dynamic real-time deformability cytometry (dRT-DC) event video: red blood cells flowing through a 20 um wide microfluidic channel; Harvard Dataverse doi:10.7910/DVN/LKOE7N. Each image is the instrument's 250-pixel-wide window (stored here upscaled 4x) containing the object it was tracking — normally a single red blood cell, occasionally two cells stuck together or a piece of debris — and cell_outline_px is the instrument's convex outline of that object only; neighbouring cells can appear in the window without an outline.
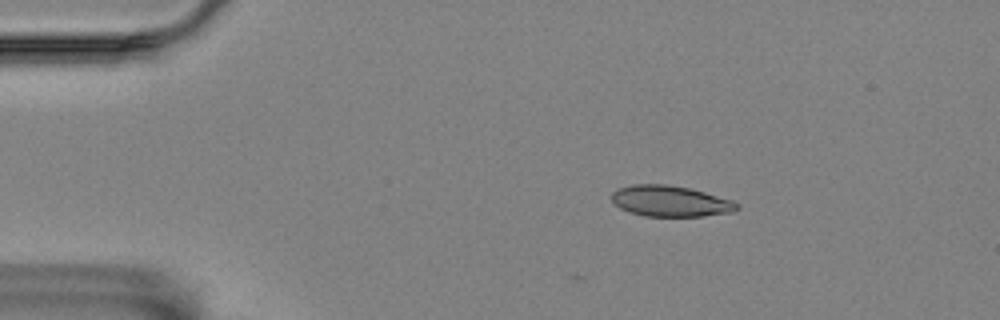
{"species": "Egyptian fruit bat (a non-hibernating species)", "species_latin": "Rousettus aegyptiacus", "temperature_condition": "room temperature", "stored_images_in_passage": 2, "camera_frame_rate_fps": 3000, "um_per_image_px": 0.085, "animal": {"sex": "female"}, "frame": {"image": 1, "passage_image": 2, "time_ms": 0.333, "image_size_px": [1000, 320], "cell_outline_px": [[740, 208], [732, 212], [704, 216], [644, 216], [628, 212], [612, 204], [612, 192], [616, 188], [632, 184], [668, 184], [688, 188], [704, 192], [732, 200], [740, 204]], "centroid_in_image_um": [56.95, 17.09], "position_along_channel_um": 28.1, "area_um2": 22.83}}